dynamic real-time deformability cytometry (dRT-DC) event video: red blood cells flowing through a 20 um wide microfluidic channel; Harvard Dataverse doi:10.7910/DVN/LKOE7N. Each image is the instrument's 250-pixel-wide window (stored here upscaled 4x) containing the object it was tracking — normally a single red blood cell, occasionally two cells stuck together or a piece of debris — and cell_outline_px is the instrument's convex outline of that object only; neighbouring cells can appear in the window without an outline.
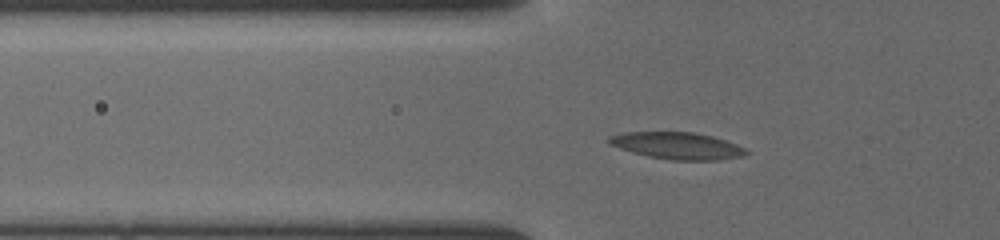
{"species": "common noctule bat (a hibernating species)", "species_latin": "Nyctalus noctula", "temperature_condition": "cold", "stored_images_in_passage": 35, "camera_frame_rate_fps": 3000, "um_per_image_px": 0.085, "animal": {"sex": "female", "body_mass_g": 19.5, "forearm_length_mm": 54.1}, "frame": {"image": 1, "passage_image": 17, "time_ms": 3.667, "image_size_px": [1000, 240], "cell_outline_px": [[748, 152], [744, 156], [716, 160], [672, 160], [648, 156], [632, 152], [608, 144], [608, 136], [624, 132], [692, 132], [712, 136], [736, 144], [744, 148]], "centroid_in_image_um": [57.54, 12.38], "position_along_channel_um": 68.3, "area_um2": 21.39}}
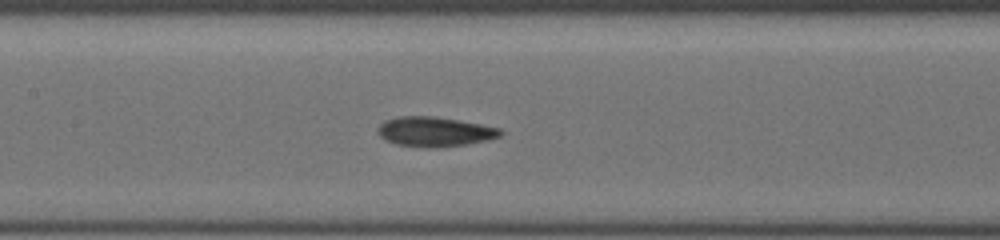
{"frame": {"image": 2, "passage_image": 28, "time_ms": 6.333, "image_size_px": [1000, 240], "cell_outline_px": [[504, 132], [500, 136], [488, 140], [464, 144], [436, 148], [424, 148], [396, 144], [380, 136], [380, 124], [384, 120], [400, 116], [432, 116], [480, 124], [500, 128]], "centroid_in_image_um": [36.97, 11.2], "position_along_channel_um": 170.4, "area_um2": 20.98}}
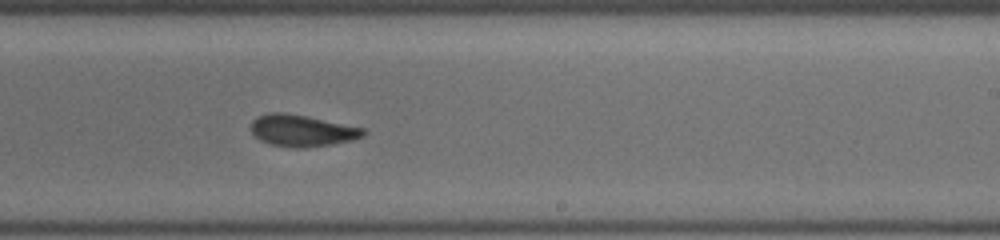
{"frame": {"image": 3, "passage_image": 35, "time_ms": 8.667, "image_size_px": [1000, 240], "cell_outline_px": [[368, 132], [364, 136], [352, 140], [332, 144], [308, 148], [292, 148], [268, 144], [260, 140], [252, 132], [252, 120], [256, 116], [272, 112], [284, 112], [368, 128]], "centroid_in_image_um": [25.71, 11.11], "position_along_channel_um": 263.3, "area_um2": 21.04}}